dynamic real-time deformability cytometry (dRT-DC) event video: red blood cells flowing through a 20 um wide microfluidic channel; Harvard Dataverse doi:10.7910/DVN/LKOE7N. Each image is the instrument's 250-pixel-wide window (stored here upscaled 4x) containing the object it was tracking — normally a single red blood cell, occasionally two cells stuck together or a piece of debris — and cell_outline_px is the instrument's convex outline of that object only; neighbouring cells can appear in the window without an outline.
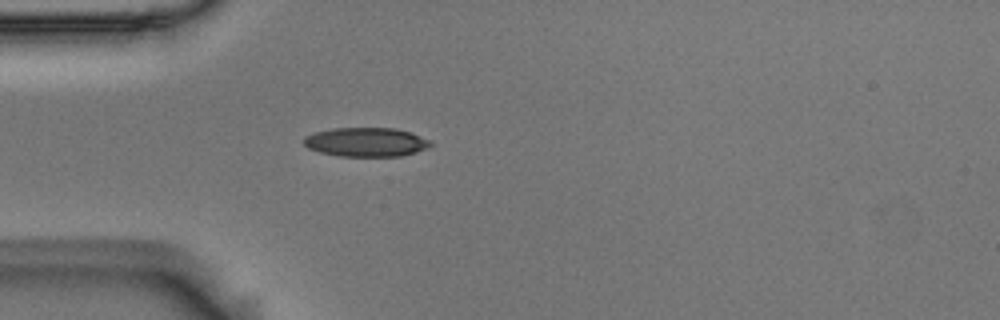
{"species": "Egyptian fruit bat (a non-hibernating species)", "species_latin": "Rousettus aegyptiacus", "temperature_condition": "room temperature", "stored_images_in_passage": 4, "camera_frame_rate_fps": 3000, "um_per_image_px": 0.085, "animal": {"sex": "male"}, "frame": {"image": 1, "passage_image": 4, "time_ms": 1.0, "image_size_px": [1000, 320], "cell_outline_px": [[432, 144], [428, 148], [416, 152], [400, 156], [340, 156], [320, 152], [308, 148], [304, 144], [304, 136], [316, 132], [332, 128], [396, 128], [432, 140]], "centroid_in_image_um": [31.13, 12.07], "position_along_channel_um": 53.9, "area_um2": 21.44}}